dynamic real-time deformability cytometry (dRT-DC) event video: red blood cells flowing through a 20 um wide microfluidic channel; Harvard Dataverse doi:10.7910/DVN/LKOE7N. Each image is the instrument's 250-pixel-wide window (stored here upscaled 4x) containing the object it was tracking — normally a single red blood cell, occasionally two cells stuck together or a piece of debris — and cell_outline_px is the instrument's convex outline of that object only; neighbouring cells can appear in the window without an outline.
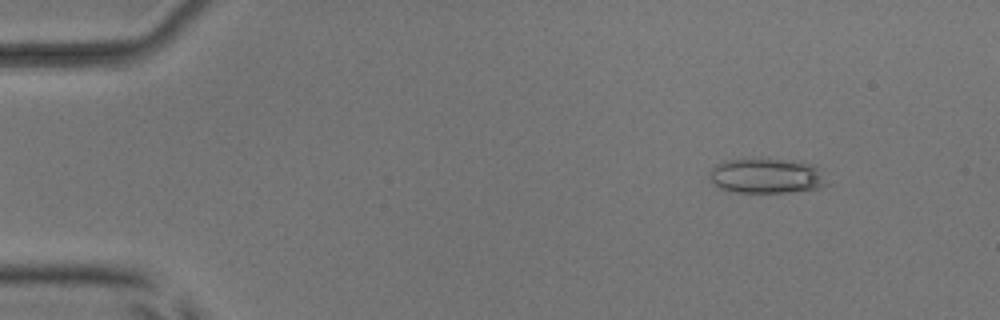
{"species": "common noctule bat (a hibernating species)", "species_latin": "Nyctalus noctula", "temperature_condition": "room temperature", "stored_images_in_passage": 6, "camera_frame_rate_fps": 3000, "um_per_image_px": 0.085, "animal": {"sex": "male", "body_mass_g": 17.9, "forearm_length_mm": 54.2}, "frame": {"image": 1, "passage_image": 2, "time_ms": 1.0, "image_size_px": [1000, 320], "cell_outline_px": [[832, 184], [820, 188], [792, 192], [732, 192], [720, 188], [708, 180], [708, 176], [712, 168], [716, 164], [728, 160], [752, 156], [768, 156], [792, 160], [808, 164], [820, 168]], "centroid_in_image_um": [65.18, 14.91], "position_along_channel_um": 19.8, "area_um2": 25.2}}